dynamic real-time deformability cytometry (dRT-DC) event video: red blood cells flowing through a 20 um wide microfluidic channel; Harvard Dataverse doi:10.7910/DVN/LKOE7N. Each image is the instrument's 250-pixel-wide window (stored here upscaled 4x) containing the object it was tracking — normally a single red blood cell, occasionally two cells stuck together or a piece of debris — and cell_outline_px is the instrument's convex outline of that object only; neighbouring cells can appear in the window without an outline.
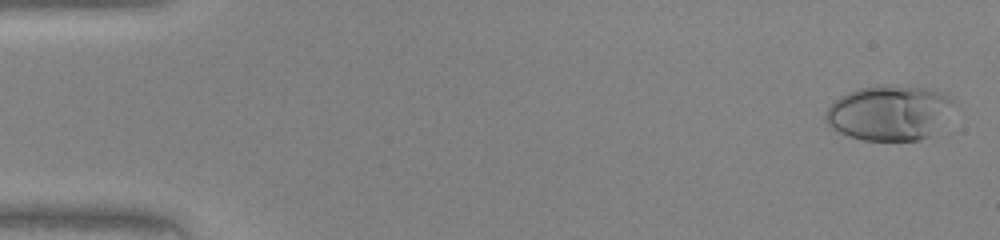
{"species": "human", "species_latin": "Homo sapiens", "temperature_condition": "warm", "stored_images_in_passage": 46, "camera_frame_rate_fps": 3000, "um_per_image_px": 0.085, "donor": {"sex": "female"}, "frame": {"image": 1, "passage_image": 1, "time_ms": 0.0, "image_size_px": [1000, 240], "cell_outline_px": [[952, 100], [932, 136], [920, 140], [864, 140], [848, 136], [840, 132], [828, 124], [824, 116], [828, 108], [840, 96], [848, 92], [860, 88], [876, 84], [896, 84], [924, 88], [948, 96]], "centroid_in_image_um": [75.5, 9.58], "position_along_channel_um": 9.5, "area_um2": 40.34}}
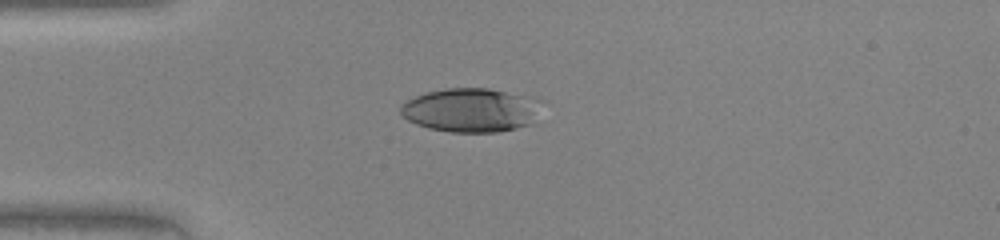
{"frame": {"image": 2, "passage_image": 12, "time_ms": 3.667, "image_size_px": [1000, 240], "cell_outline_px": [[536, 100], [532, 124], [516, 128], [496, 132], [452, 132], [428, 128], [416, 124], [408, 120], [400, 112], [400, 104], [424, 92], [448, 88], [488, 88], [536, 96]], "centroid_in_image_um": [39.97, 9.34], "position_along_channel_um": 45.0, "area_um2": 35.84}}
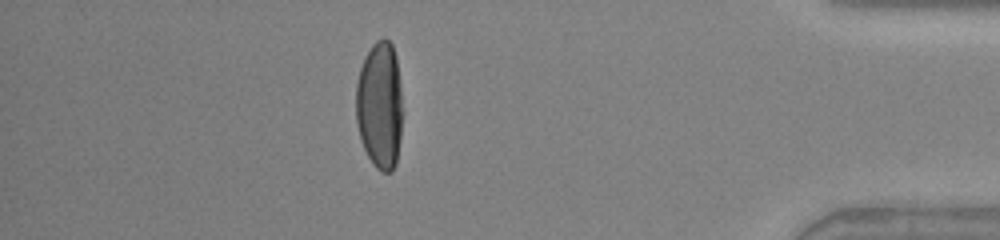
{"frame": {"image": 3, "passage_image": 41, "time_ms": 13.333, "image_size_px": [1000, 240], "cell_outline_px": [[400, 140], [396, 164], [392, 172], [380, 172], [372, 164], [360, 140], [356, 120], [356, 84], [360, 68], [364, 56], [372, 44], [376, 40], [384, 36], [392, 44], [396, 56], [400, 88]], "centroid_in_image_um": [32.25, 8.95], "position_along_channel_um": 403.0, "area_um2": 34.68}}